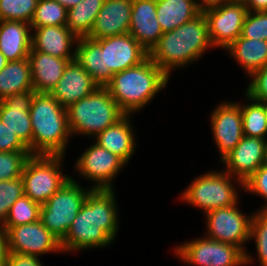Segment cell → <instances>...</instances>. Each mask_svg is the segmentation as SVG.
<instances>
[{
	"instance_id": "cell-1",
	"label": "cell",
	"mask_w": 267,
	"mask_h": 266,
	"mask_svg": "<svg viewBox=\"0 0 267 266\" xmlns=\"http://www.w3.org/2000/svg\"><path fill=\"white\" fill-rule=\"evenodd\" d=\"M113 189H92L60 241L62 252L103 248L115 241L119 214Z\"/></svg>"
},
{
	"instance_id": "cell-2",
	"label": "cell",
	"mask_w": 267,
	"mask_h": 266,
	"mask_svg": "<svg viewBox=\"0 0 267 266\" xmlns=\"http://www.w3.org/2000/svg\"><path fill=\"white\" fill-rule=\"evenodd\" d=\"M214 48L203 12L178 28L164 32L149 52V58L169 77L174 69L188 66L207 49Z\"/></svg>"
},
{
	"instance_id": "cell-3",
	"label": "cell",
	"mask_w": 267,
	"mask_h": 266,
	"mask_svg": "<svg viewBox=\"0 0 267 266\" xmlns=\"http://www.w3.org/2000/svg\"><path fill=\"white\" fill-rule=\"evenodd\" d=\"M169 76L149 57L140 65L113 74L105 86L120 109L133 115L145 107L162 89Z\"/></svg>"
},
{
	"instance_id": "cell-4",
	"label": "cell",
	"mask_w": 267,
	"mask_h": 266,
	"mask_svg": "<svg viewBox=\"0 0 267 266\" xmlns=\"http://www.w3.org/2000/svg\"><path fill=\"white\" fill-rule=\"evenodd\" d=\"M32 155H65L72 137L66 108L50 93L35 92L30 106Z\"/></svg>"
},
{
	"instance_id": "cell-5",
	"label": "cell",
	"mask_w": 267,
	"mask_h": 266,
	"mask_svg": "<svg viewBox=\"0 0 267 266\" xmlns=\"http://www.w3.org/2000/svg\"><path fill=\"white\" fill-rule=\"evenodd\" d=\"M66 111L71 135L84 134L93 139L126 115L109 90L100 86L88 96L68 106Z\"/></svg>"
},
{
	"instance_id": "cell-6",
	"label": "cell",
	"mask_w": 267,
	"mask_h": 266,
	"mask_svg": "<svg viewBox=\"0 0 267 266\" xmlns=\"http://www.w3.org/2000/svg\"><path fill=\"white\" fill-rule=\"evenodd\" d=\"M234 182L244 189V183L241 180L224 170L210 171L196 177L180 196L183 202L199 207L205 214L208 211L238 203L239 196Z\"/></svg>"
},
{
	"instance_id": "cell-7",
	"label": "cell",
	"mask_w": 267,
	"mask_h": 266,
	"mask_svg": "<svg viewBox=\"0 0 267 266\" xmlns=\"http://www.w3.org/2000/svg\"><path fill=\"white\" fill-rule=\"evenodd\" d=\"M71 177L46 203L41 205L42 224L61 241L84 204L89 192Z\"/></svg>"
},
{
	"instance_id": "cell-8",
	"label": "cell",
	"mask_w": 267,
	"mask_h": 266,
	"mask_svg": "<svg viewBox=\"0 0 267 266\" xmlns=\"http://www.w3.org/2000/svg\"><path fill=\"white\" fill-rule=\"evenodd\" d=\"M63 155H31L25 164L22 180L24 194L43 205L71 177L62 172Z\"/></svg>"
},
{
	"instance_id": "cell-9",
	"label": "cell",
	"mask_w": 267,
	"mask_h": 266,
	"mask_svg": "<svg viewBox=\"0 0 267 266\" xmlns=\"http://www.w3.org/2000/svg\"><path fill=\"white\" fill-rule=\"evenodd\" d=\"M237 204L206 212L205 235L213 240L239 247L245 253V265L252 264L254 258L245 251L244 244L251 240L250 227L253 214L246 216L239 211Z\"/></svg>"
},
{
	"instance_id": "cell-10",
	"label": "cell",
	"mask_w": 267,
	"mask_h": 266,
	"mask_svg": "<svg viewBox=\"0 0 267 266\" xmlns=\"http://www.w3.org/2000/svg\"><path fill=\"white\" fill-rule=\"evenodd\" d=\"M174 253L194 266H244L245 253L237 246L201 237L174 248Z\"/></svg>"
},
{
	"instance_id": "cell-11",
	"label": "cell",
	"mask_w": 267,
	"mask_h": 266,
	"mask_svg": "<svg viewBox=\"0 0 267 266\" xmlns=\"http://www.w3.org/2000/svg\"><path fill=\"white\" fill-rule=\"evenodd\" d=\"M247 8L241 0H230L203 11L212 46L228 48L241 34Z\"/></svg>"
},
{
	"instance_id": "cell-12",
	"label": "cell",
	"mask_w": 267,
	"mask_h": 266,
	"mask_svg": "<svg viewBox=\"0 0 267 266\" xmlns=\"http://www.w3.org/2000/svg\"><path fill=\"white\" fill-rule=\"evenodd\" d=\"M95 41L104 52V87L113 74L138 66L149 57V52L129 33Z\"/></svg>"
},
{
	"instance_id": "cell-13",
	"label": "cell",
	"mask_w": 267,
	"mask_h": 266,
	"mask_svg": "<svg viewBox=\"0 0 267 266\" xmlns=\"http://www.w3.org/2000/svg\"><path fill=\"white\" fill-rule=\"evenodd\" d=\"M75 164L82 177L94 181L92 189H113L112 181L126 166L120 157L96 142L81 154Z\"/></svg>"
},
{
	"instance_id": "cell-14",
	"label": "cell",
	"mask_w": 267,
	"mask_h": 266,
	"mask_svg": "<svg viewBox=\"0 0 267 266\" xmlns=\"http://www.w3.org/2000/svg\"><path fill=\"white\" fill-rule=\"evenodd\" d=\"M7 229L9 252L36 256L62 252L61 242L38 220Z\"/></svg>"
},
{
	"instance_id": "cell-15",
	"label": "cell",
	"mask_w": 267,
	"mask_h": 266,
	"mask_svg": "<svg viewBox=\"0 0 267 266\" xmlns=\"http://www.w3.org/2000/svg\"><path fill=\"white\" fill-rule=\"evenodd\" d=\"M222 102L211 112L210 125L215 145L223 160L244 137L240 103Z\"/></svg>"
},
{
	"instance_id": "cell-16",
	"label": "cell",
	"mask_w": 267,
	"mask_h": 266,
	"mask_svg": "<svg viewBox=\"0 0 267 266\" xmlns=\"http://www.w3.org/2000/svg\"><path fill=\"white\" fill-rule=\"evenodd\" d=\"M266 142L267 139L244 136L221 161L224 171L244 183L263 165Z\"/></svg>"
},
{
	"instance_id": "cell-17",
	"label": "cell",
	"mask_w": 267,
	"mask_h": 266,
	"mask_svg": "<svg viewBox=\"0 0 267 266\" xmlns=\"http://www.w3.org/2000/svg\"><path fill=\"white\" fill-rule=\"evenodd\" d=\"M35 91H25L0 101V120L29 148L32 154L30 106Z\"/></svg>"
},
{
	"instance_id": "cell-18",
	"label": "cell",
	"mask_w": 267,
	"mask_h": 266,
	"mask_svg": "<svg viewBox=\"0 0 267 266\" xmlns=\"http://www.w3.org/2000/svg\"><path fill=\"white\" fill-rule=\"evenodd\" d=\"M98 85L76 60H71L64 69L63 75L50 94L67 108L71 104L91 94Z\"/></svg>"
},
{
	"instance_id": "cell-19",
	"label": "cell",
	"mask_w": 267,
	"mask_h": 266,
	"mask_svg": "<svg viewBox=\"0 0 267 266\" xmlns=\"http://www.w3.org/2000/svg\"><path fill=\"white\" fill-rule=\"evenodd\" d=\"M133 0H105L88 38L98 40L129 33Z\"/></svg>"
},
{
	"instance_id": "cell-20",
	"label": "cell",
	"mask_w": 267,
	"mask_h": 266,
	"mask_svg": "<svg viewBox=\"0 0 267 266\" xmlns=\"http://www.w3.org/2000/svg\"><path fill=\"white\" fill-rule=\"evenodd\" d=\"M129 34L148 52L158 43L163 31L157 20L156 0H133Z\"/></svg>"
},
{
	"instance_id": "cell-21",
	"label": "cell",
	"mask_w": 267,
	"mask_h": 266,
	"mask_svg": "<svg viewBox=\"0 0 267 266\" xmlns=\"http://www.w3.org/2000/svg\"><path fill=\"white\" fill-rule=\"evenodd\" d=\"M33 30L34 33L32 32L31 38V48L33 50L50 54L54 57L75 58L76 47L73 46L77 45L75 42L78 41V38L66 25H50L37 27Z\"/></svg>"
},
{
	"instance_id": "cell-22",
	"label": "cell",
	"mask_w": 267,
	"mask_h": 266,
	"mask_svg": "<svg viewBox=\"0 0 267 266\" xmlns=\"http://www.w3.org/2000/svg\"><path fill=\"white\" fill-rule=\"evenodd\" d=\"M74 59L54 57L31 48L28 60L32 73L33 90L39 93H50L62 77L69 61Z\"/></svg>"
},
{
	"instance_id": "cell-23",
	"label": "cell",
	"mask_w": 267,
	"mask_h": 266,
	"mask_svg": "<svg viewBox=\"0 0 267 266\" xmlns=\"http://www.w3.org/2000/svg\"><path fill=\"white\" fill-rule=\"evenodd\" d=\"M33 31L24 21H0V51L8 61L28 58Z\"/></svg>"
},
{
	"instance_id": "cell-24",
	"label": "cell",
	"mask_w": 267,
	"mask_h": 266,
	"mask_svg": "<svg viewBox=\"0 0 267 266\" xmlns=\"http://www.w3.org/2000/svg\"><path fill=\"white\" fill-rule=\"evenodd\" d=\"M131 118L130 115H125L117 123L94 137L96 140L93 139L92 143L95 141L104 149L116 154L127 164L133 157L136 147Z\"/></svg>"
},
{
	"instance_id": "cell-25",
	"label": "cell",
	"mask_w": 267,
	"mask_h": 266,
	"mask_svg": "<svg viewBox=\"0 0 267 266\" xmlns=\"http://www.w3.org/2000/svg\"><path fill=\"white\" fill-rule=\"evenodd\" d=\"M226 50L249 76L267 65L265 40L248 39L240 35Z\"/></svg>"
},
{
	"instance_id": "cell-26",
	"label": "cell",
	"mask_w": 267,
	"mask_h": 266,
	"mask_svg": "<svg viewBox=\"0 0 267 266\" xmlns=\"http://www.w3.org/2000/svg\"><path fill=\"white\" fill-rule=\"evenodd\" d=\"M200 13L195 0H156L157 20L163 33L178 28Z\"/></svg>"
},
{
	"instance_id": "cell-27",
	"label": "cell",
	"mask_w": 267,
	"mask_h": 266,
	"mask_svg": "<svg viewBox=\"0 0 267 266\" xmlns=\"http://www.w3.org/2000/svg\"><path fill=\"white\" fill-rule=\"evenodd\" d=\"M25 91H34L28 58L8 61L0 70V101Z\"/></svg>"
},
{
	"instance_id": "cell-28",
	"label": "cell",
	"mask_w": 267,
	"mask_h": 266,
	"mask_svg": "<svg viewBox=\"0 0 267 266\" xmlns=\"http://www.w3.org/2000/svg\"><path fill=\"white\" fill-rule=\"evenodd\" d=\"M75 59L100 87H104V52L101 46L88 37L78 38Z\"/></svg>"
},
{
	"instance_id": "cell-29",
	"label": "cell",
	"mask_w": 267,
	"mask_h": 266,
	"mask_svg": "<svg viewBox=\"0 0 267 266\" xmlns=\"http://www.w3.org/2000/svg\"><path fill=\"white\" fill-rule=\"evenodd\" d=\"M105 0H82L67 10L68 29L77 37H88Z\"/></svg>"
},
{
	"instance_id": "cell-30",
	"label": "cell",
	"mask_w": 267,
	"mask_h": 266,
	"mask_svg": "<svg viewBox=\"0 0 267 266\" xmlns=\"http://www.w3.org/2000/svg\"><path fill=\"white\" fill-rule=\"evenodd\" d=\"M245 96L251 103L240 104L244 136L267 139V119L263 104L246 94Z\"/></svg>"
},
{
	"instance_id": "cell-31",
	"label": "cell",
	"mask_w": 267,
	"mask_h": 266,
	"mask_svg": "<svg viewBox=\"0 0 267 266\" xmlns=\"http://www.w3.org/2000/svg\"><path fill=\"white\" fill-rule=\"evenodd\" d=\"M67 23V9L56 0H39L32 17L31 29L44 26H64Z\"/></svg>"
},
{
	"instance_id": "cell-32",
	"label": "cell",
	"mask_w": 267,
	"mask_h": 266,
	"mask_svg": "<svg viewBox=\"0 0 267 266\" xmlns=\"http://www.w3.org/2000/svg\"><path fill=\"white\" fill-rule=\"evenodd\" d=\"M41 205L25 194L16 200L10 208L4 227L20 226L40 220Z\"/></svg>"
},
{
	"instance_id": "cell-33",
	"label": "cell",
	"mask_w": 267,
	"mask_h": 266,
	"mask_svg": "<svg viewBox=\"0 0 267 266\" xmlns=\"http://www.w3.org/2000/svg\"><path fill=\"white\" fill-rule=\"evenodd\" d=\"M39 0H0V21L15 20L31 23Z\"/></svg>"
},
{
	"instance_id": "cell-34",
	"label": "cell",
	"mask_w": 267,
	"mask_h": 266,
	"mask_svg": "<svg viewBox=\"0 0 267 266\" xmlns=\"http://www.w3.org/2000/svg\"><path fill=\"white\" fill-rule=\"evenodd\" d=\"M255 245L260 266H267V210L253 212L250 227V239Z\"/></svg>"
},
{
	"instance_id": "cell-35",
	"label": "cell",
	"mask_w": 267,
	"mask_h": 266,
	"mask_svg": "<svg viewBox=\"0 0 267 266\" xmlns=\"http://www.w3.org/2000/svg\"><path fill=\"white\" fill-rule=\"evenodd\" d=\"M30 151L0 152V180H12L21 177Z\"/></svg>"
},
{
	"instance_id": "cell-36",
	"label": "cell",
	"mask_w": 267,
	"mask_h": 266,
	"mask_svg": "<svg viewBox=\"0 0 267 266\" xmlns=\"http://www.w3.org/2000/svg\"><path fill=\"white\" fill-rule=\"evenodd\" d=\"M24 195L22 177L0 180V224L4 225L13 203Z\"/></svg>"
},
{
	"instance_id": "cell-37",
	"label": "cell",
	"mask_w": 267,
	"mask_h": 266,
	"mask_svg": "<svg viewBox=\"0 0 267 266\" xmlns=\"http://www.w3.org/2000/svg\"><path fill=\"white\" fill-rule=\"evenodd\" d=\"M241 36L267 41V11L247 12Z\"/></svg>"
},
{
	"instance_id": "cell-38",
	"label": "cell",
	"mask_w": 267,
	"mask_h": 266,
	"mask_svg": "<svg viewBox=\"0 0 267 266\" xmlns=\"http://www.w3.org/2000/svg\"><path fill=\"white\" fill-rule=\"evenodd\" d=\"M244 190L264 198L265 205L261 206V210H267V166L262 165L244 182Z\"/></svg>"
},
{
	"instance_id": "cell-39",
	"label": "cell",
	"mask_w": 267,
	"mask_h": 266,
	"mask_svg": "<svg viewBox=\"0 0 267 266\" xmlns=\"http://www.w3.org/2000/svg\"><path fill=\"white\" fill-rule=\"evenodd\" d=\"M246 95L259 102L267 101V65L249 77Z\"/></svg>"
},
{
	"instance_id": "cell-40",
	"label": "cell",
	"mask_w": 267,
	"mask_h": 266,
	"mask_svg": "<svg viewBox=\"0 0 267 266\" xmlns=\"http://www.w3.org/2000/svg\"><path fill=\"white\" fill-rule=\"evenodd\" d=\"M30 151L29 148L0 120V152Z\"/></svg>"
},
{
	"instance_id": "cell-41",
	"label": "cell",
	"mask_w": 267,
	"mask_h": 266,
	"mask_svg": "<svg viewBox=\"0 0 267 266\" xmlns=\"http://www.w3.org/2000/svg\"><path fill=\"white\" fill-rule=\"evenodd\" d=\"M36 256L9 252L5 266H43Z\"/></svg>"
},
{
	"instance_id": "cell-42",
	"label": "cell",
	"mask_w": 267,
	"mask_h": 266,
	"mask_svg": "<svg viewBox=\"0 0 267 266\" xmlns=\"http://www.w3.org/2000/svg\"><path fill=\"white\" fill-rule=\"evenodd\" d=\"M9 254L7 229L0 224V266H5Z\"/></svg>"
},
{
	"instance_id": "cell-43",
	"label": "cell",
	"mask_w": 267,
	"mask_h": 266,
	"mask_svg": "<svg viewBox=\"0 0 267 266\" xmlns=\"http://www.w3.org/2000/svg\"><path fill=\"white\" fill-rule=\"evenodd\" d=\"M248 12L267 11V0H241Z\"/></svg>"
},
{
	"instance_id": "cell-44",
	"label": "cell",
	"mask_w": 267,
	"mask_h": 266,
	"mask_svg": "<svg viewBox=\"0 0 267 266\" xmlns=\"http://www.w3.org/2000/svg\"><path fill=\"white\" fill-rule=\"evenodd\" d=\"M230 0H195L196 5L198 7V9L203 12L209 8H214L217 6H221L223 3H226Z\"/></svg>"
},
{
	"instance_id": "cell-45",
	"label": "cell",
	"mask_w": 267,
	"mask_h": 266,
	"mask_svg": "<svg viewBox=\"0 0 267 266\" xmlns=\"http://www.w3.org/2000/svg\"><path fill=\"white\" fill-rule=\"evenodd\" d=\"M62 6H64L67 10L79 4L82 0H56Z\"/></svg>"
},
{
	"instance_id": "cell-46",
	"label": "cell",
	"mask_w": 267,
	"mask_h": 266,
	"mask_svg": "<svg viewBox=\"0 0 267 266\" xmlns=\"http://www.w3.org/2000/svg\"><path fill=\"white\" fill-rule=\"evenodd\" d=\"M8 63V60L6 59V57L2 54V52L0 51V70L6 66V64Z\"/></svg>"
},
{
	"instance_id": "cell-47",
	"label": "cell",
	"mask_w": 267,
	"mask_h": 266,
	"mask_svg": "<svg viewBox=\"0 0 267 266\" xmlns=\"http://www.w3.org/2000/svg\"><path fill=\"white\" fill-rule=\"evenodd\" d=\"M263 165L267 166V142H266V145H265Z\"/></svg>"
},
{
	"instance_id": "cell-48",
	"label": "cell",
	"mask_w": 267,
	"mask_h": 266,
	"mask_svg": "<svg viewBox=\"0 0 267 266\" xmlns=\"http://www.w3.org/2000/svg\"><path fill=\"white\" fill-rule=\"evenodd\" d=\"M261 103L263 104L264 112H265L266 119H267V101H264V102H261Z\"/></svg>"
}]
</instances>
